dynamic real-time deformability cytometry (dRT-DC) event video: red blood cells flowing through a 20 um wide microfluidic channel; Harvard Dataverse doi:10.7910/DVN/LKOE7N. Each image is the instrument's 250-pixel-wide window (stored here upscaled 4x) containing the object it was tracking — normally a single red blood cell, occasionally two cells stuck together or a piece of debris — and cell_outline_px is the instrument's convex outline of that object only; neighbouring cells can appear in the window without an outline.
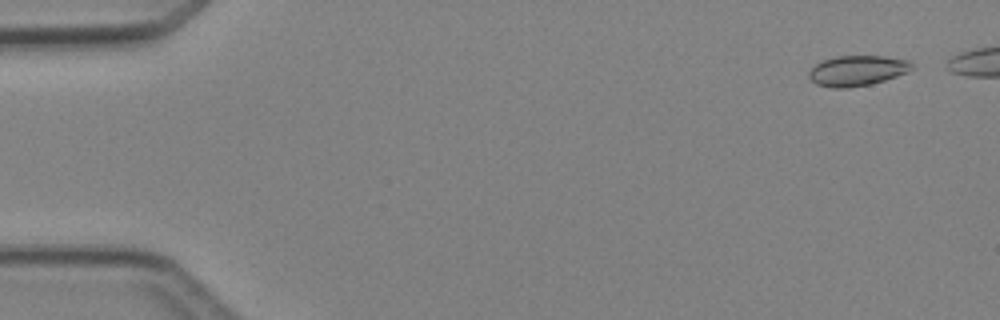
{"species": "Egyptian fruit bat (a non-hibernating species)", "species_latin": "Rousettus aegyptiacus", "temperature_condition": "cold", "stored_images_in_passage": 5, "camera_frame_rate_fps": 3000, "um_per_image_px": 0.085, "animal": {"sex": "female"}, "frame": {"image": 1, "passage_image": 1, "time_ms": 0.0, "image_size_px": [1000, 320], "cell_outline_px": [[912, 68], [908, 72], [872, 84], [848, 88], [832, 88], [816, 84], [808, 76], [808, 72], [816, 64], [824, 60], [836, 56], [884, 56], [908, 60], [912, 64]], "centroid_in_image_um": [72.85, 6.01], "position_along_channel_um": 12.1, "area_um2": 18.15}}